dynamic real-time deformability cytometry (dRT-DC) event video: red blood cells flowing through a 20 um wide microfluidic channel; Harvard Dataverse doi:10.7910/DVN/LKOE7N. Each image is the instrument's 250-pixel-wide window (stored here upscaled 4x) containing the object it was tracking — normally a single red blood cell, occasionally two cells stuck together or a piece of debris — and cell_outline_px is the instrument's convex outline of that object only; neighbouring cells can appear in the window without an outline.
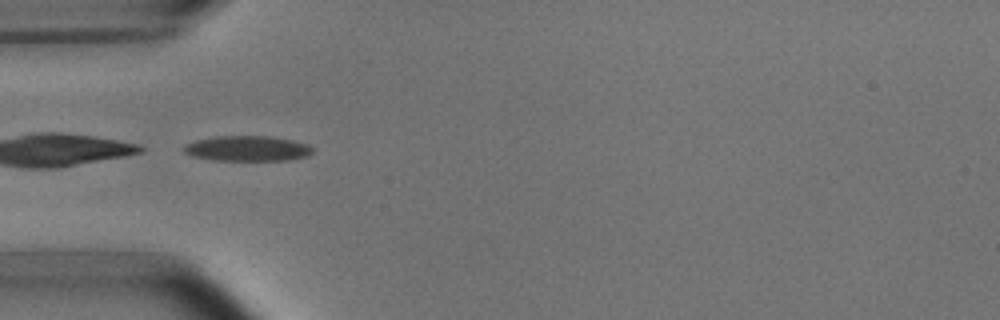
{"species": "common noctule bat (a hibernating species)", "species_latin": "Nyctalus noctula", "temperature_condition": "room temperature", "stored_images_in_passage": 5, "camera_frame_rate_fps": 3000, "um_per_image_px": 0.085, "animal": {"sex": "male", "body_mass_g": 15.6}, "frame": {"image": 1, "passage_image": 5, "time_ms": 4.667, "image_size_px": [1000, 320], "cell_outline_px": [[316, 148], [308, 156], [288, 160], [212, 160], [192, 156], [184, 152], [184, 144], [196, 140], [216, 136], [272, 136], [292, 140], [308, 144]], "centroid_in_image_um": [21.06, 12.62], "position_along_channel_um": 63.9, "area_um2": 19.13}}